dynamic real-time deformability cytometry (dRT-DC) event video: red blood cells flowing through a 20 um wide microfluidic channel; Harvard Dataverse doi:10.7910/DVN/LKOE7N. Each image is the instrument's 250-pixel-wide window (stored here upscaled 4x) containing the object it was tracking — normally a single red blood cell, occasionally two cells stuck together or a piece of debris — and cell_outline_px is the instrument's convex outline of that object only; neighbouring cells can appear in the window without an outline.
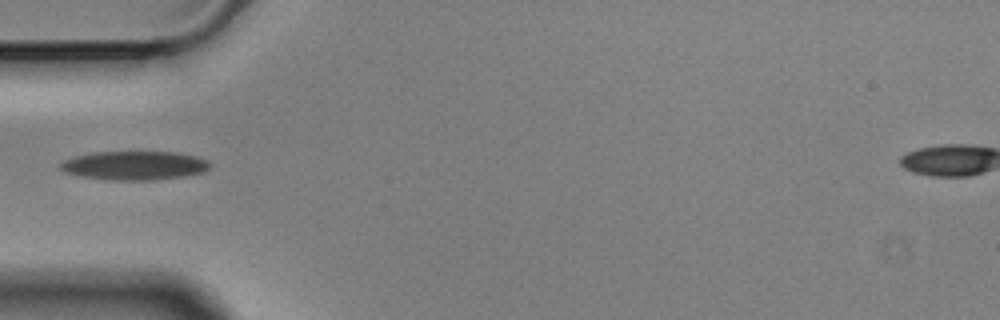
{"species": "Egyptian fruit bat (a non-hibernating species)", "species_latin": "Rousettus aegyptiacus", "temperature_condition": "cold", "stored_images_in_passage": 1, "camera_frame_rate_fps": 3000, "um_per_image_px": 0.085, "animal": {"sex": "male"}, "frame": {"image": 1, "passage_image": 1, "time_ms": 0.0, "image_size_px": [1000, 320], "cell_outline_px": [[212, 164], [204, 172], [184, 176], [156, 180], [112, 180], [84, 176], [64, 172], [60, 168], [60, 164], [64, 160], [72, 156], [92, 152], [176, 152], [196, 156], [208, 160]], "centroid_in_image_um": [11.45, 14.06], "position_along_channel_um": 73.6, "area_um2": 25.2}}